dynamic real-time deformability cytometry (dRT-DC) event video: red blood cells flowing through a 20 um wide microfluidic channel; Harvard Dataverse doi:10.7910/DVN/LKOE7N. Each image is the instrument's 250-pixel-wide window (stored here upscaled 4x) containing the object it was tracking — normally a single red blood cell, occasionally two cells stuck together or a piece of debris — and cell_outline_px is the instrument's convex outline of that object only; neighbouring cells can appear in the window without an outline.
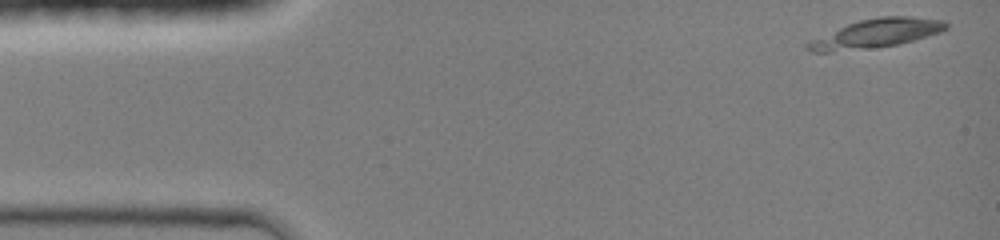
{"species": "common noctule bat (a hibernating species)", "species_latin": "Nyctalus noctula", "temperature_condition": "room temperature", "stored_images_in_passage": 34, "camera_frame_rate_fps": 3000, "um_per_image_px": 0.085, "animal": {"sex": "female", "body_mass_g": 19.0, "forearm_length_mm": 51.5}, "frame": {"image": 1, "passage_image": 1, "time_ms": 0.0, "image_size_px": [1000, 240], "cell_outline_px": [[948, 28], [940, 32], [928, 36], [900, 44], [832, 52], [812, 52], [804, 48], [804, 44], [812, 40], [848, 24], [860, 20], [880, 16], [908, 16], [944, 20], [948, 24]], "centroid_in_image_um": [74.5, 2.84], "position_along_channel_um": 10.5, "area_um2": 22.95}}
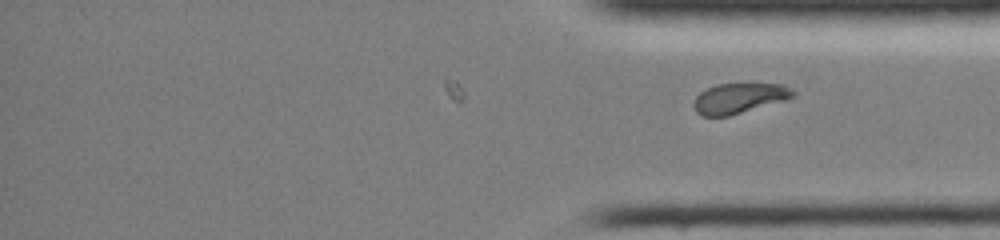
{"frame": {"image": 2, "passage_image": 34, "time_ms": 11.0, "image_size_px": [1000, 240], "cell_outline_px": [[796, 96], [784, 100], [728, 116], [704, 116], [696, 112], [692, 104], [696, 96], [700, 92], [716, 84], [748, 80], [784, 84], [796, 92]], "centroid_in_image_um": [62.86, 8.27], "position_along_channel_um": 372.3, "area_um2": 18.32}}